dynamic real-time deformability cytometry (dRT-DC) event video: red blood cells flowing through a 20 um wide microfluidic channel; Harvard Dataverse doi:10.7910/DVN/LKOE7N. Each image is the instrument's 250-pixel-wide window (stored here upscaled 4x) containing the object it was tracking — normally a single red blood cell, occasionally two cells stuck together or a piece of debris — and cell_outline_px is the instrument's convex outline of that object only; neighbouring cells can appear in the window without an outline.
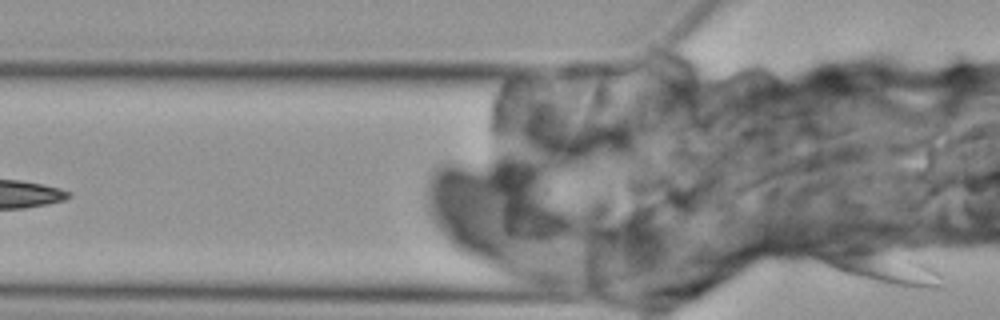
{"species": "Egyptian fruit bat (a non-hibernating species)", "species_latin": "Rousettus aegyptiacus", "temperature_condition": "cold", "stored_images_in_passage": 3, "camera_frame_rate_fps": 3000, "um_per_image_px": 0.085, "animal": {"sex": "female"}, "frame": {"image": 1, "passage_image": 3, "time_ms": 2.667, "image_size_px": [1000, 320], "cell_outline_px": [[944, 288], [912, 288], [884, 284], [852, 276], [840, 272], [816, 260], [808, 252], [804, 244], [808, 244], [924, 260], [932, 264], [940, 272]], "centroid_in_image_um": [74.74, 22.71], "position_along_channel_um": 51.1, "area_um2": 24.04}}